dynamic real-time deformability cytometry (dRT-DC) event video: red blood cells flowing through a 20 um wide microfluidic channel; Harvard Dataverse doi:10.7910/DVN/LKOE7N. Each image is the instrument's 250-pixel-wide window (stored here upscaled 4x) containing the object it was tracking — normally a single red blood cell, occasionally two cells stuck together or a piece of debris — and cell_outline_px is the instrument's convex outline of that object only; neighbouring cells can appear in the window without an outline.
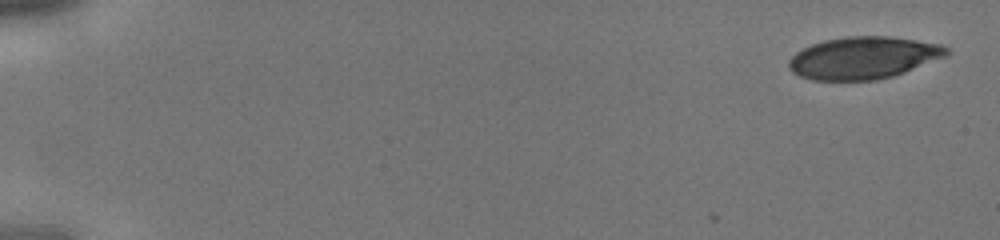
{"species": "human", "species_latin": "Homo sapiens", "temperature_condition": "cold", "stored_images_in_passage": 10, "camera_frame_rate_fps": 3000, "um_per_image_px": 0.085, "donor": {"sex": "male"}, "frame": {"image": 1, "passage_image": 1, "time_ms": 0.0, "image_size_px": [1000, 240], "cell_outline_px": [[948, 56], [904, 72], [892, 76], [876, 80], [812, 80], [800, 76], [792, 72], [788, 68], [788, 60], [796, 52], [812, 44], [824, 40], [848, 36], [892, 36], [940, 44], [948, 48]], "centroid_in_image_um": [73.39, 4.91], "position_along_channel_um": 11.6, "area_um2": 38.84}}
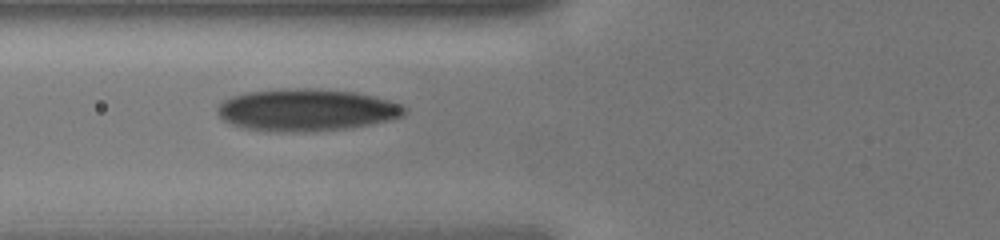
{"frame": {"image": 2, "passage_image": 9, "time_ms": 2.667, "image_size_px": [1000, 240], "cell_outline_px": [[408, 112], [404, 116], [388, 120], [348, 128], [304, 132], [276, 132], [244, 128], [232, 124], [224, 120], [216, 112], [216, 108], [224, 100], [232, 96], [248, 92], [288, 88], [312, 88], [356, 92], [388, 100], [400, 104], [408, 108]], "centroid_in_image_um": [26.05, 9.35], "position_along_channel_um": 99.7, "area_um2": 45.95}}
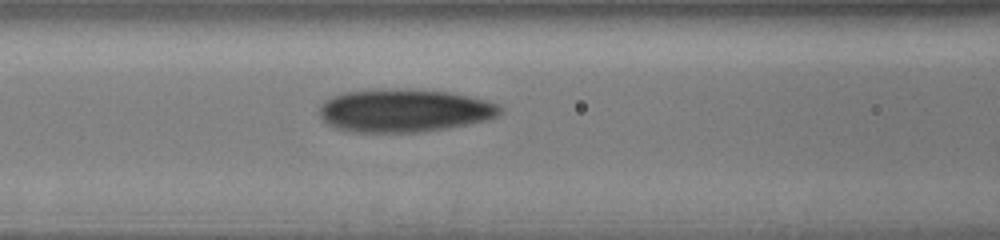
{"frame": {"image": 3, "passage_image": 10, "time_ms": 3.0, "image_size_px": [1000, 240], "cell_outline_px": [[504, 108], [496, 116], [484, 120], [468, 124], [448, 128], [424, 132], [348, 132], [332, 128], [320, 116], [320, 104], [324, 100], [332, 96], [344, 92], [384, 88], [448, 92], [484, 100], [496, 104]], "centroid_in_image_um": [34.28, 9.41], "position_along_channel_um": 132.3, "area_um2": 45.32}}